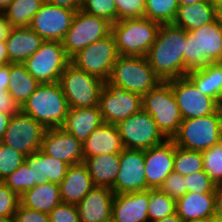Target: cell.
<instances>
[{
  "label": "cell",
  "instance_id": "cell-32",
  "mask_svg": "<svg viewBox=\"0 0 222 222\" xmlns=\"http://www.w3.org/2000/svg\"><path fill=\"white\" fill-rule=\"evenodd\" d=\"M40 83L27 71L23 63H10L8 92L22 107Z\"/></svg>",
  "mask_w": 222,
  "mask_h": 222
},
{
  "label": "cell",
  "instance_id": "cell-23",
  "mask_svg": "<svg viewBox=\"0 0 222 222\" xmlns=\"http://www.w3.org/2000/svg\"><path fill=\"white\" fill-rule=\"evenodd\" d=\"M24 162L33 170L35 185L47 182L59 185L70 166L64 161L47 155L41 149L25 156Z\"/></svg>",
  "mask_w": 222,
  "mask_h": 222
},
{
  "label": "cell",
  "instance_id": "cell-38",
  "mask_svg": "<svg viewBox=\"0 0 222 222\" xmlns=\"http://www.w3.org/2000/svg\"><path fill=\"white\" fill-rule=\"evenodd\" d=\"M204 171L217 184L222 182V139L207 150L202 151Z\"/></svg>",
  "mask_w": 222,
  "mask_h": 222
},
{
  "label": "cell",
  "instance_id": "cell-14",
  "mask_svg": "<svg viewBox=\"0 0 222 222\" xmlns=\"http://www.w3.org/2000/svg\"><path fill=\"white\" fill-rule=\"evenodd\" d=\"M46 128L23 111L11 116L2 143L28 156L41 149Z\"/></svg>",
  "mask_w": 222,
  "mask_h": 222
},
{
  "label": "cell",
  "instance_id": "cell-60",
  "mask_svg": "<svg viewBox=\"0 0 222 222\" xmlns=\"http://www.w3.org/2000/svg\"><path fill=\"white\" fill-rule=\"evenodd\" d=\"M217 10H218L219 17L222 18V0L219 3V5L217 6Z\"/></svg>",
  "mask_w": 222,
  "mask_h": 222
},
{
  "label": "cell",
  "instance_id": "cell-61",
  "mask_svg": "<svg viewBox=\"0 0 222 222\" xmlns=\"http://www.w3.org/2000/svg\"><path fill=\"white\" fill-rule=\"evenodd\" d=\"M208 2H210L211 4L218 6L219 3L221 2V0H207Z\"/></svg>",
  "mask_w": 222,
  "mask_h": 222
},
{
  "label": "cell",
  "instance_id": "cell-41",
  "mask_svg": "<svg viewBox=\"0 0 222 222\" xmlns=\"http://www.w3.org/2000/svg\"><path fill=\"white\" fill-rule=\"evenodd\" d=\"M185 186L187 192L204 194L214 193L215 183L204 170H200L185 176Z\"/></svg>",
  "mask_w": 222,
  "mask_h": 222
},
{
  "label": "cell",
  "instance_id": "cell-18",
  "mask_svg": "<svg viewBox=\"0 0 222 222\" xmlns=\"http://www.w3.org/2000/svg\"><path fill=\"white\" fill-rule=\"evenodd\" d=\"M175 142L166 139L163 143L144 150L145 177L148 189H159L173 172Z\"/></svg>",
  "mask_w": 222,
  "mask_h": 222
},
{
  "label": "cell",
  "instance_id": "cell-51",
  "mask_svg": "<svg viewBox=\"0 0 222 222\" xmlns=\"http://www.w3.org/2000/svg\"><path fill=\"white\" fill-rule=\"evenodd\" d=\"M12 26L8 23L5 16L3 15L0 18V41H5L6 38L9 36V32Z\"/></svg>",
  "mask_w": 222,
  "mask_h": 222
},
{
  "label": "cell",
  "instance_id": "cell-24",
  "mask_svg": "<svg viewBox=\"0 0 222 222\" xmlns=\"http://www.w3.org/2000/svg\"><path fill=\"white\" fill-rule=\"evenodd\" d=\"M103 122L99 105L86 108H69L61 128L84 144L89 134Z\"/></svg>",
  "mask_w": 222,
  "mask_h": 222
},
{
  "label": "cell",
  "instance_id": "cell-17",
  "mask_svg": "<svg viewBox=\"0 0 222 222\" xmlns=\"http://www.w3.org/2000/svg\"><path fill=\"white\" fill-rule=\"evenodd\" d=\"M114 194L147 190L144 150L126 149L120 153V169L112 186Z\"/></svg>",
  "mask_w": 222,
  "mask_h": 222
},
{
  "label": "cell",
  "instance_id": "cell-11",
  "mask_svg": "<svg viewBox=\"0 0 222 222\" xmlns=\"http://www.w3.org/2000/svg\"><path fill=\"white\" fill-rule=\"evenodd\" d=\"M118 56L115 39L110 34L83 48L70 59V63L79 70L107 81Z\"/></svg>",
  "mask_w": 222,
  "mask_h": 222
},
{
  "label": "cell",
  "instance_id": "cell-3",
  "mask_svg": "<svg viewBox=\"0 0 222 222\" xmlns=\"http://www.w3.org/2000/svg\"><path fill=\"white\" fill-rule=\"evenodd\" d=\"M186 42L185 76L191 70L218 61L222 48V18L187 32Z\"/></svg>",
  "mask_w": 222,
  "mask_h": 222
},
{
  "label": "cell",
  "instance_id": "cell-6",
  "mask_svg": "<svg viewBox=\"0 0 222 222\" xmlns=\"http://www.w3.org/2000/svg\"><path fill=\"white\" fill-rule=\"evenodd\" d=\"M109 81L124 90L143 96L161 80L154 73L146 56L119 55L113 65Z\"/></svg>",
  "mask_w": 222,
  "mask_h": 222
},
{
  "label": "cell",
  "instance_id": "cell-26",
  "mask_svg": "<svg viewBox=\"0 0 222 222\" xmlns=\"http://www.w3.org/2000/svg\"><path fill=\"white\" fill-rule=\"evenodd\" d=\"M176 213L183 222L210 219L215 214L214 193L187 192L176 200Z\"/></svg>",
  "mask_w": 222,
  "mask_h": 222
},
{
  "label": "cell",
  "instance_id": "cell-27",
  "mask_svg": "<svg viewBox=\"0 0 222 222\" xmlns=\"http://www.w3.org/2000/svg\"><path fill=\"white\" fill-rule=\"evenodd\" d=\"M43 41L30 27H12L5 40L9 63H23L39 49Z\"/></svg>",
  "mask_w": 222,
  "mask_h": 222
},
{
  "label": "cell",
  "instance_id": "cell-56",
  "mask_svg": "<svg viewBox=\"0 0 222 222\" xmlns=\"http://www.w3.org/2000/svg\"><path fill=\"white\" fill-rule=\"evenodd\" d=\"M201 1L203 0H178V4L179 6H185V5L195 4Z\"/></svg>",
  "mask_w": 222,
  "mask_h": 222
},
{
  "label": "cell",
  "instance_id": "cell-40",
  "mask_svg": "<svg viewBox=\"0 0 222 222\" xmlns=\"http://www.w3.org/2000/svg\"><path fill=\"white\" fill-rule=\"evenodd\" d=\"M24 159L25 155L21 152L2 143L0 145V181L24 163Z\"/></svg>",
  "mask_w": 222,
  "mask_h": 222
},
{
  "label": "cell",
  "instance_id": "cell-34",
  "mask_svg": "<svg viewBox=\"0 0 222 222\" xmlns=\"http://www.w3.org/2000/svg\"><path fill=\"white\" fill-rule=\"evenodd\" d=\"M178 8V0H146L144 17L159 24L173 23Z\"/></svg>",
  "mask_w": 222,
  "mask_h": 222
},
{
  "label": "cell",
  "instance_id": "cell-25",
  "mask_svg": "<svg viewBox=\"0 0 222 222\" xmlns=\"http://www.w3.org/2000/svg\"><path fill=\"white\" fill-rule=\"evenodd\" d=\"M59 186L61 201L77 205L95 185L86 166L80 163L68 167Z\"/></svg>",
  "mask_w": 222,
  "mask_h": 222
},
{
  "label": "cell",
  "instance_id": "cell-64",
  "mask_svg": "<svg viewBox=\"0 0 222 222\" xmlns=\"http://www.w3.org/2000/svg\"><path fill=\"white\" fill-rule=\"evenodd\" d=\"M4 15V12L0 9V18Z\"/></svg>",
  "mask_w": 222,
  "mask_h": 222
},
{
  "label": "cell",
  "instance_id": "cell-15",
  "mask_svg": "<svg viewBox=\"0 0 222 222\" xmlns=\"http://www.w3.org/2000/svg\"><path fill=\"white\" fill-rule=\"evenodd\" d=\"M171 89L182 119L203 117L217 111L216 100L202 94L186 76L171 80Z\"/></svg>",
  "mask_w": 222,
  "mask_h": 222
},
{
  "label": "cell",
  "instance_id": "cell-16",
  "mask_svg": "<svg viewBox=\"0 0 222 222\" xmlns=\"http://www.w3.org/2000/svg\"><path fill=\"white\" fill-rule=\"evenodd\" d=\"M76 11L43 3L33 16L30 28L44 41H62L69 30Z\"/></svg>",
  "mask_w": 222,
  "mask_h": 222
},
{
  "label": "cell",
  "instance_id": "cell-13",
  "mask_svg": "<svg viewBox=\"0 0 222 222\" xmlns=\"http://www.w3.org/2000/svg\"><path fill=\"white\" fill-rule=\"evenodd\" d=\"M142 96L124 90L121 86L104 81L100 93L99 107L103 121L118 124L142 109Z\"/></svg>",
  "mask_w": 222,
  "mask_h": 222
},
{
  "label": "cell",
  "instance_id": "cell-33",
  "mask_svg": "<svg viewBox=\"0 0 222 222\" xmlns=\"http://www.w3.org/2000/svg\"><path fill=\"white\" fill-rule=\"evenodd\" d=\"M43 3V0H12L5 9L4 16L12 27H29Z\"/></svg>",
  "mask_w": 222,
  "mask_h": 222
},
{
  "label": "cell",
  "instance_id": "cell-10",
  "mask_svg": "<svg viewBox=\"0 0 222 222\" xmlns=\"http://www.w3.org/2000/svg\"><path fill=\"white\" fill-rule=\"evenodd\" d=\"M70 61L60 41H43L23 64L33 78L46 84L58 82Z\"/></svg>",
  "mask_w": 222,
  "mask_h": 222
},
{
  "label": "cell",
  "instance_id": "cell-53",
  "mask_svg": "<svg viewBox=\"0 0 222 222\" xmlns=\"http://www.w3.org/2000/svg\"><path fill=\"white\" fill-rule=\"evenodd\" d=\"M9 64V57L5 41H0V66Z\"/></svg>",
  "mask_w": 222,
  "mask_h": 222
},
{
  "label": "cell",
  "instance_id": "cell-29",
  "mask_svg": "<svg viewBox=\"0 0 222 222\" xmlns=\"http://www.w3.org/2000/svg\"><path fill=\"white\" fill-rule=\"evenodd\" d=\"M93 184L112 189L120 169V154H103L94 157H84Z\"/></svg>",
  "mask_w": 222,
  "mask_h": 222
},
{
  "label": "cell",
  "instance_id": "cell-4",
  "mask_svg": "<svg viewBox=\"0 0 222 222\" xmlns=\"http://www.w3.org/2000/svg\"><path fill=\"white\" fill-rule=\"evenodd\" d=\"M161 24L148 18L123 19L113 23L111 34L118 55L146 56L156 40Z\"/></svg>",
  "mask_w": 222,
  "mask_h": 222
},
{
  "label": "cell",
  "instance_id": "cell-45",
  "mask_svg": "<svg viewBox=\"0 0 222 222\" xmlns=\"http://www.w3.org/2000/svg\"><path fill=\"white\" fill-rule=\"evenodd\" d=\"M50 222H80L77 206L69 203H59L50 213Z\"/></svg>",
  "mask_w": 222,
  "mask_h": 222
},
{
  "label": "cell",
  "instance_id": "cell-36",
  "mask_svg": "<svg viewBox=\"0 0 222 222\" xmlns=\"http://www.w3.org/2000/svg\"><path fill=\"white\" fill-rule=\"evenodd\" d=\"M200 170H204L202 152L187 150L175 144L173 172L187 176Z\"/></svg>",
  "mask_w": 222,
  "mask_h": 222
},
{
  "label": "cell",
  "instance_id": "cell-12",
  "mask_svg": "<svg viewBox=\"0 0 222 222\" xmlns=\"http://www.w3.org/2000/svg\"><path fill=\"white\" fill-rule=\"evenodd\" d=\"M117 127L126 149L146 150L166 140L153 117L143 108L120 121Z\"/></svg>",
  "mask_w": 222,
  "mask_h": 222
},
{
  "label": "cell",
  "instance_id": "cell-43",
  "mask_svg": "<svg viewBox=\"0 0 222 222\" xmlns=\"http://www.w3.org/2000/svg\"><path fill=\"white\" fill-rule=\"evenodd\" d=\"M19 203L20 196L3 181H0V216L14 217Z\"/></svg>",
  "mask_w": 222,
  "mask_h": 222
},
{
  "label": "cell",
  "instance_id": "cell-2",
  "mask_svg": "<svg viewBox=\"0 0 222 222\" xmlns=\"http://www.w3.org/2000/svg\"><path fill=\"white\" fill-rule=\"evenodd\" d=\"M69 110L67 99L58 82L40 84L22 111L33 117L46 129L61 128Z\"/></svg>",
  "mask_w": 222,
  "mask_h": 222
},
{
  "label": "cell",
  "instance_id": "cell-54",
  "mask_svg": "<svg viewBox=\"0 0 222 222\" xmlns=\"http://www.w3.org/2000/svg\"><path fill=\"white\" fill-rule=\"evenodd\" d=\"M154 222H183V220L177 215V213H174L164 219L156 220Z\"/></svg>",
  "mask_w": 222,
  "mask_h": 222
},
{
  "label": "cell",
  "instance_id": "cell-44",
  "mask_svg": "<svg viewBox=\"0 0 222 222\" xmlns=\"http://www.w3.org/2000/svg\"><path fill=\"white\" fill-rule=\"evenodd\" d=\"M159 189L169 197L177 200L187 193L185 176L171 172Z\"/></svg>",
  "mask_w": 222,
  "mask_h": 222
},
{
  "label": "cell",
  "instance_id": "cell-22",
  "mask_svg": "<svg viewBox=\"0 0 222 222\" xmlns=\"http://www.w3.org/2000/svg\"><path fill=\"white\" fill-rule=\"evenodd\" d=\"M124 149L116 124L103 122L93 130L83 144L84 157L103 154H120Z\"/></svg>",
  "mask_w": 222,
  "mask_h": 222
},
{
  "label": "cell",
  "instance_id": "cell-62",
  "mask_svg": "<svg viewBox=\"0 0 222 222\" xmlns=\"http://www.w3.org/2000/svg\"><path fill=\"white\" fill-rule=\"evenodd\" d=\"M217 63L222 64V48H221V54H220V57H219Z\"/></svg>",
  "mask_w": 222,
  "mask_h": 222
},
{
  "label": "cell",
  "instance_id": "cell-5",
  "mask_svg": "<svg viewBox=\"0 0 222 222\" xmlns=\"http://www.w3.org/2000/svg\"><path fill=\"white\" fill-rule=\"evenodd\" d=\"M142 108L154 119L166 139H173L183 121L171 89V80L161 81L155 88L142 96Z\"/></svg>",
  "mask_w": 222,
  "mask_h": 222
},
{
  "label": "cell",
  "instance_id": "cell-47",
  "mask_svg": "<svg viewBox=\"0 0 222 222\" xmlns=\"http://www.w3.org/2000/svg\"><path fill=\"white\" fill-rule=\"evenodd\" d=\"M22 111L20 104L14 100L8 91H0V112L11 116L17 115Z\"/></svg>",
  "mask_w": 222,
  "mask_h": 222
},
{
  "label": "cell",
  "instance_id": "cell-28",
  "mask_svg": "<svg viewBox=\"0 0 222 222\" xmlns=\"http://www.w3.org/2000/svg\"><path fill=\"white\" fill-rule=\"evenodd\" d=\"M218 18L217 6L203 0L195 4L179 6L173 24L189 32L212 23Z\"/></svg>",
  "mask_w": 222,
  "mask_h": 222
},
{
  "label": "cell",
  "instance_id": "cell-7",
  "mask_svg": "<svg viewBox=\"0 0 222 222\" xmlns=\"http://www.w3.org/2000/svg\"><path fill=\"white\" fill-rule=\"evenodd\" d=\"M222 139V114L215 113L191 119H183L177 135L176 146L187 150L204 151Z\"/></svg>",
  "mask_w": 222,
  "mask_h": 222
},
{
  "label": "cell",
  "instance_id": "cell-21",
  "mask_svg": "<svg viewBox=\"0 0 222 222\" xmlns=\"http://www.w3.org/2000/svg\"><path fill=\"white\" fill-rule=\"evenodd\" d=\"M114 192L94 186L76 205L80 222H111Z\"/></svg>",
  "mask_w": 222,
  "mask_h": 222
},
{
  "label": "cell",
  "instance_id": "cell-46",
  "mask_svg": "<svg viewBox=\"0 0 222 222\" xmlns=\"http://www.w3.org/2000/svg\"><path fill=\"white\" fill-rule=\"evenodd\" d=\"M13 218L14 222H50L49 214L29 209L20 203Z\"/></svg>",
  "mask_w": 222,
  "mask_h": 222
},
{
  "label": "cell",
  "instance_id": "cell-42",
  "mask_svg": "<svg viewBox=\"0 0 222 222\" xmlns=\"http://www.w3.org/2000/svg\"><path fill=\"white\" fill-rule=\"evenodd\" d=\"M145 2L146 0H115L117 21L144 17Z\"/></svg>",
  "mask_w": 222,
  "mask_h": 222
},
{
  "label": "cell",
  "instance_id": "cell-37",
  "mask_svg": "<svg viewBox=\"0 0 222 222\" xmlns=\"http://www.w3.org/2000/svg\"><path fill=\"white\" fill-rule=\"evenodd\" d=\"M33 179V170L24 162L15 171L6 176L3 182L20 196L35 186Z\"/></svg>",
  "mask_w": 222,
  "mask_h": 222
},
{
  "label": "cell",
  "instance_id": "cell-1",
  "mask_svg": "<svg viewBox=\"0 0 222 222\" xmlns=\"http://www.w3.org/2000/svg\"><path fill=\"white\" fill-rule=\"evenodd\" d=\"M187 31L173 23L161 24L146 58L163 82L185 77L184 51Z\"/></svg>",
  "mask_w": 222,
  "mask_h": 222
},
{
  "label": "cell",
  "instance_id": "cell-19",
  "mask_svg": "<svg viewBox=\"0 0 222 222\" xmlns=\"http://www.w3.org/2000/svg\"><path fill=\"white\" fill-rule=\"evenodd\" d=\"M41 150L69 165H77L84 160L83 144L62 128L46 129Z\"/></svg>",
  "mask_w": 222,
  "mask_h": 222
},
{
  "label": "cell",
  "instance_id": "cell-31",
  "mask_svg": "<svg viewBox=\"0 0 222 222\" xmlns=\"http://www.w3.org/2000/svg\"><path fill=\"white\" fill-rule=\"evenodd\" d=\"M186 77L207 96L217 99L222 87V64L211 62L196 70H191Z\"/></svg>",
  "mask_w": 222,
  "mask_h": 222
},
{
  "label": "cell",
  "instance_id": "cell-49",
  "mask_svg": "<svg viewBox=\"0 0 222 222\" xmlns=\"http://www.w3.org/2000/svg\"><path fill=\"white\" fill-rule=\"evenodd\" d=\"M10 84V63L0 66V91H8Z\"/></svg>",
  "mask_w": 222,
  "mask_h": 222
},
{
  "label": "cell",
  "instance_id": "cell-59",
  "mask_svg": "<svg viewBox=\"0 0 222 222\" xmlns=\"http://www.w3.org/2000/svg\"><path fill=\"white\" fill-rule=\"evenodd\" d=\"M0 222H14L13 217L0 216Z\"/></svg>",
  "mask_w": 222,
  "mask_h": 222
},
{
  "label": "cell",
  "instance_id": "cell-52",
  "mask_svg": "<svg viewBox=\"0 0 222 222\" xmlns=\"http://www.w3.org/2000/svg\"><path fill=\"white\" fill-rule=\"evenodd\" d=\"M11 119V115L0 112V139L4 137V134L8 128L9 122Z\"/></svg>",
  "mask_w": 222,
  "mask_h": 222
},
{
  "label": "cell",
  "instance_id": "cell-63",
  "mask_svg": "<svg viewBox=\"0 0 222 222\" xmlns=\"http://www.w3.org/2000/svg\"><path fill=\"white\" fill-rule=\"evenodd\" d=\"M189 222H208V220H196V221H189Z\"/></svg>",
  "mask_w": 222,
  "mask_h": 222
},
{
  "label": "cell",
  "instance_id": "cell-50",
  "mask_svg": "<svg viewBox=\"0 0 222 222\" xmlns=\"http://www.w3.org/2000/svg\"><path fill=\"white\" fill-rule=\"evenodd\" d=\"M215 215L222 216V182L215 184Z\"/></svg>",
  "mask_w": 222,
  "mask_h": 222
},
{
  "label": "cell",
  "instance_id": "cell-57",
  "mask_svg": "<svg viewBox=\"0 0 222 222\" xmlns=\"http://www.w3.org/2000/svg\"><path fill=\"white\" fill-rule=\"evenodd\" d=\"M12 0H0V9L4 12Z\"/></svg>",
  "mask_w": 222,
  "mask_h": 222
},
{
  "label": "cell",
  "instance_id": "cell-20",
  "mask_svg": "<svg viewBox=\"0 0 222 222\" xmlns=\"http://www.w3.org/2000/svg\"><path fill=\"white\" fill-rule=\"evenodd\" d=\"M149 189L114 194L111 222H149Z\"/></svg>",
  "mask_w": 222,
  "mask_h": 222
},
{
  "label": "cell",
  "instance_id": "cell-35",
  "mask_svg": "<svg viewBox=\"0 0 222 222\" xmlns=\"http://www.w3.org/2000/svg\"><path fill=\"white\" fill-rule=\"evenodd\" d=\"M176 213V200L160 189H149V222L164 219Z\"/></svg>",
  "mask_w": 222,
  "mask_h": 222
},
{
  "label": "cell",
  "instance_id": "cell-48",
  "mask_svg": "<svg viewBox=\"0 0 222 222\" xmlns=\"http://www.w3.org/2000/svg\"><path fill=\"white\" fill-rule=\"evenodd\" d=\"M47 4L56 5L61 8L71 9L73 11H78L82 9V0H43Z\"/></svg>",
  "mask_w": 222,
  "mask_h": 222
},
{
  "label": "cell",
  "instance_id": "cell-9",
  "mask_svg": "<svg viewBox=\"0 0 222 222\" xmlns=\"http://www.w3.org/2000/svg\"><path fill=\"white\" fill-rule=\"evenodd\" d=\"M112 23L107 19L89 14L82 9L76 11L72 24L61 41L71 59L83 48L111 34Z\"/></svg>",
  "mask_w": 222,
  "mask_h": 222
},
{
  "label": "cell",
  "instance_id": "cell-30",
  "mask_svg": "<svg viewBox=\"0 0 222 222\" xmlns=\"http://www.w3.org/2000/svg\"><path fill=\"white\" fill-rule=\"evenodd\" d=\"M61 202L60 186L51 182L35 185L20 195L22 206L46 214H49Z\"/></svg>",
  "mask_w": 222,
  "mask_h": 222
},
{
  "label": "cell",
  "instance_id": "cell-8",
  "mask_svg": "<svg viewBox=\"0 0 222 222\" xmlns=\"http://www.w3.org/2000/svg\"><path fill=\"white\" fill-rule=\"evenodd\" d=\"M61 86L69 108H86L99 105L104 81L69 64L61 74Z\"/></svg>",
  "mask_w": 222,
  "mask_h": 222
},
{
  "label": "cell",
  "instance_id": "cell-55",
  "mask_svg": "<svg viewBox=\"0 0 222 222\" xmlns=\"http://www.w3.org/2000/svg\"><path fill=\"white\" fill-rule=\"evenodd\" d=\"M216 108L222 114V87H221V91L219 92V95L216 99Z\"/></svg>",
  "mask_w": 222,
  "mask_h": 222
},
{
  "label": "cell",
  "instance_id": "cell-58",
  "mask_svg": "<svg viewBox=\"0 0 222 222\" xmlns=\"http://www.w3.org/2000/svg\"><path fill=\"white\" fill-rule=\"evenodd\" d=\"M208 222H222V216L214 214L210 219H208Z\"/></svg>",
  "mask_w": 222,
  "mask_h": 222
},
{
  "label": "cell",
  "instance_id": "cell-39",
  "mask_svg": "<svg viewBox=\"0 0 222 222\" xmlns=\"http://www.w3.org/2000/svg\"><path fill=\"white\" fill-rule=\"evenodd\" d=\"M82 10L102 18L109 22H117V7L115 0H84Z\"/></svg>",
  "mask_w": 222,
  "mask_h": 222
}]
</instances>
